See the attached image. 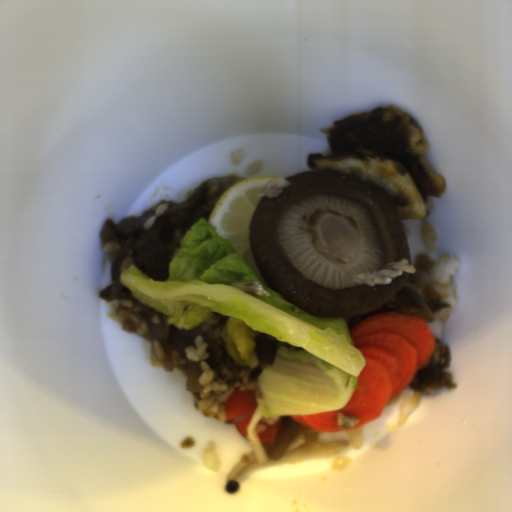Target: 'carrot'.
<instances>
[{"mask_svg": "<svg viewBox=\"0 0 512 512\" xmlns=\"http://www.w3.org/2000/svg\"><path fill=\"white\" fill-rule=\"evenodd\" d=\"M348 332L365 360L355 388L345 407L291 416L302 428L317 433L341 432L338 413L358 418L350 430L376 419L428 365L435 351L432 329L421 315L410 312L390 311L365 318Z\"/></svg>", "mask_w": 512, "mask_h": 512, "instance_id": "1", "label": "carrot"}, {"mask_svg": "<svg viewBox=\"0 0 512 512\" xmlns=\"http://www.w3.org/2000/svg\"><path fill=\"white\" fill-rule=\"evenodd\" d=\"M256 392L255 390L240 391L238 387L233 388L222 403L226 424L235 425L236 429L247 440L248 424L258 405Z\"/></svg>", "mask_w": 512, "mask_h": 512, "instance_id": "2", "label": "carrot"}, {"mask_svg": "<svg viewBox=\"0 0 512 512\" xmlns=\"http://www.w3.org/2000/svg\"><path fill=\"white\" fill-rule=\"evenodd\" d=\"M281 422L282 416H262L258 421L255 433L263 445L272 447L275 444Z\"/></svg>", "mask_w": 512, "mask_h": 512, "instance_id": "3", "label": "carrot"}]
</instances>
